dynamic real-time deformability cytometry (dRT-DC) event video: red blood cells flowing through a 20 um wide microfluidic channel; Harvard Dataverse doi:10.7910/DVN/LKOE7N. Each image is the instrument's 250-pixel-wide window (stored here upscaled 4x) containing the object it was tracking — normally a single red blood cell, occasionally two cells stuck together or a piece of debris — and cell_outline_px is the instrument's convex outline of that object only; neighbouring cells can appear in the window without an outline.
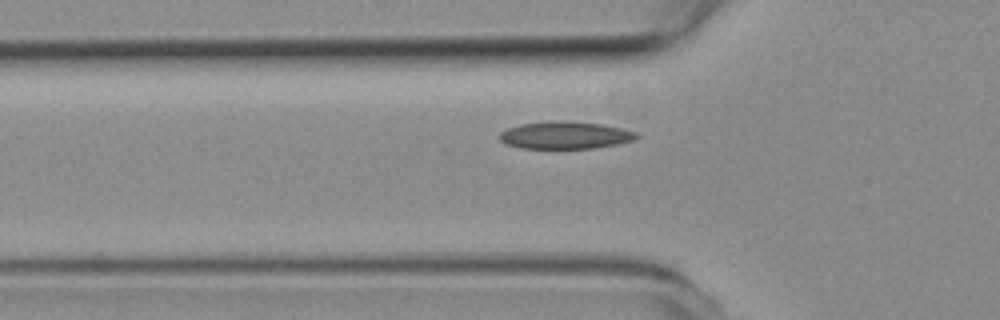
{"species": "common noctule bat (a hibernating species)", "species_latin": "Nyctalus noctula", "temperature_condition": "room temperature", "stored_images_in_passage": 39, "camera_frame_rate_fps": 3000, "um_per_image_px": 0.085, "animal": {"sex": "female", "body_mass_g": 19.3, "forearm_length_mm": 54.1}, "frame": {"image": 1, "passage_image": 6, "time_ms": 1.667, "image_size_px": [1000, 320], "cell_outline_px": [[640, 136], [636, 140], [616, 144], [592, 148], [520, 148], [504, 144], [500, 140], [500, 132], [508, 128], [520, 124], [548, 120], [556, 120], [604, 124], [636, 132]], "centroid_in_image_um": [48.03, 11.48], "position_along_channel_um": 77.8, "area_um2": 21.96}}
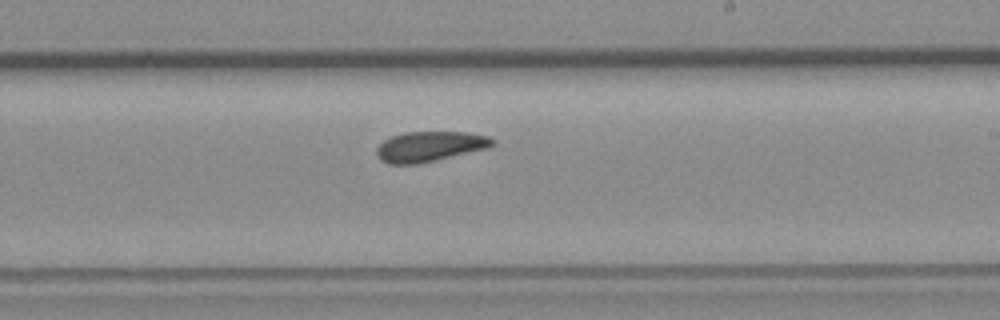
{"frame": {"image": 2, "passage_image": 20, "time_ms": 6.333, "image_size_px": [1000, 320], "cell_outline_px": [[496, 144], [488, 148], [436, 160], [416, 164], [388, 164], [380, 160], [376, 156], [376, 148], [384, 140], [392, 136], [404, 132], [468, 132], [488, 136], [496, 140]], "centroid_in_image_um": [36.53, 12.45], "position_along_channel_um": 252.5, "area_um2": 20.52}}
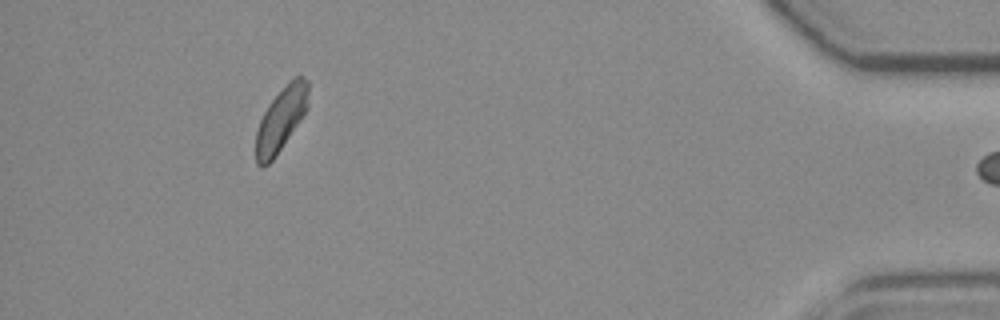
{"frame": {"image": 3, "passage_image": 38, "time_ms": 12.333, "image_size_px": [1000, 320], "cell_outline_px": [[308, 108], [272, 160], [268, 164], [256, 164], [256, 132], [260, 120], [268, 104], [288, 80], [300, 72], [308, 80]], "centroid_in_image_um": [23.91, 10.03], "position_along_channel_um": 411.3, "area_um2": 19.36}}